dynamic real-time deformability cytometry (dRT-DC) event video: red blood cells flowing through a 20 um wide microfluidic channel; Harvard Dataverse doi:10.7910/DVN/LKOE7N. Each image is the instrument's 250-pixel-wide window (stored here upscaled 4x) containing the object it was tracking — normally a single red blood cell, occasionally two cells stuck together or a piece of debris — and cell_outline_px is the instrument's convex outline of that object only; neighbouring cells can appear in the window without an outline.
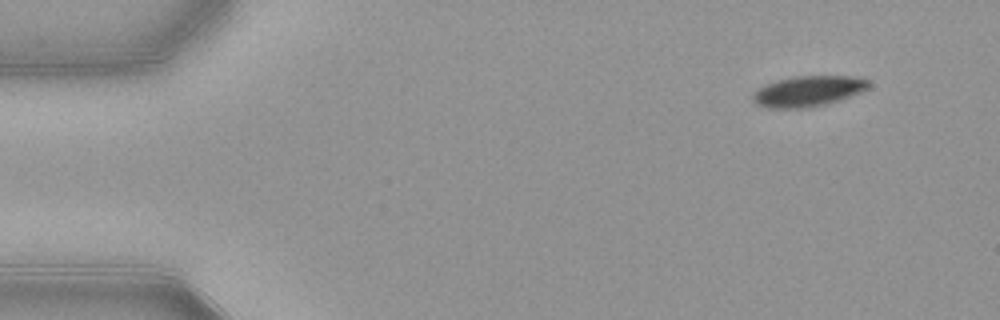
{"species": "common noctule bat (a hibernating species)", "species_latin": "Nyctalus noctula", "temperature_condition": "warm", "stored_images_in_passage": 49, "camera_frame_rate_fps": 3000, "um_per_image_px": 0.085, "animal": {"sex": "female", "body_mass_g": 21.9}, "frame": {"image": 1, "passage_image": 1, "time_ms": 0.0, "image_size_px": [1000, 320], "cell_outline_px": [[868, 88], [860, 92], [824, 104], [804, 108], [768, 108], [756, 104], [752, 100], [752, 92], [756, 88], [764, 84], [776, 80], [796, 76], [852, 76], [868, 80]], "centroid_in_image_um": [68.58, 7.74], "position_along_channel_um": 16.4, "area_um2": 20.52}}
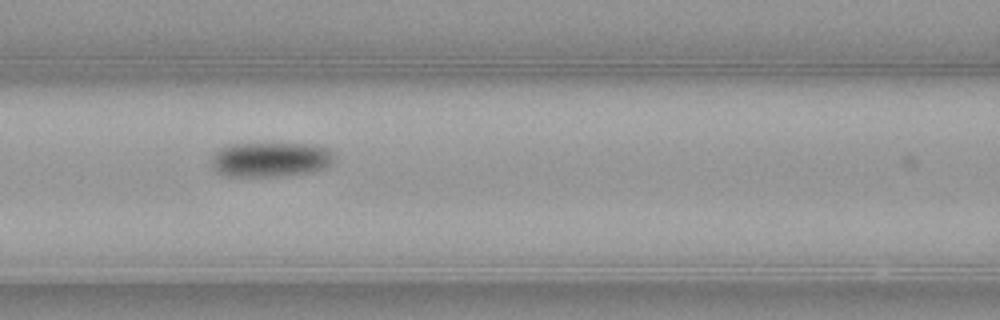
{"frame": {"image": 2, "passage_image": 19, "time_ms": 6.0, "image_size_px": [1000, 320], "cell_outline_px": [[336, 156], [332, 164], [324, 168], [312, 172], [280, 176], [224, 176], [216, 172], [212, 164], [212, 156], [220, 148], [228, 144], [312, 144], [324, 148], [332, 152]], "centroid_in_image_um": [23.0, 13.56], "position_along_channel_um": 143.6, "area_um2": 24.91}}
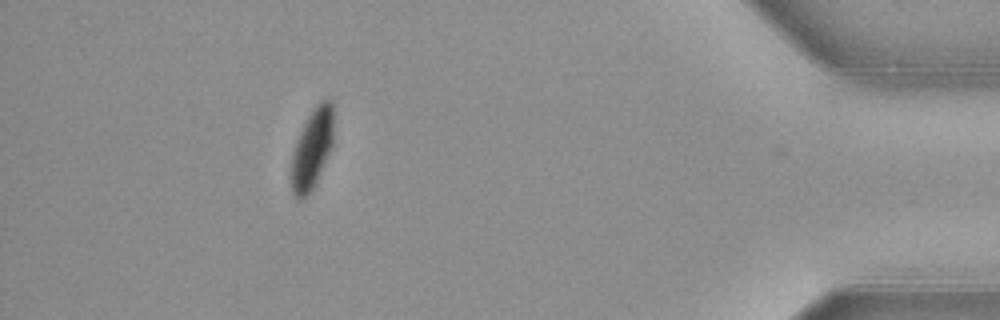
{"frame": {"image": 3, "passage_image": 44, "time_ms": 14.333, "image_size_px": [1000, 320], "cell_outline_px": [[332, 148], [316, 184], [300, 200], [296, 200], [292, 192], [288, 176], [292, 156], [296, 140], [312, 108], [320, 100], [328, 96], [332, 100]], "centroid_in_image_um": [26.49, 12.67], "position_along_channel_um": 408.7, "area_um2": 20.23}, "authors_computed_cell_mechanics": {"area_um2": 23.0622, "velocity_mm_per_s": 3.875, "shape_relaxation_time_tau1_ms": 2.7155, "shape_relaxation_time_tau2_ms": null, "deformation_change_tau1": 0.1275, "deformation_change_tau2": null}}